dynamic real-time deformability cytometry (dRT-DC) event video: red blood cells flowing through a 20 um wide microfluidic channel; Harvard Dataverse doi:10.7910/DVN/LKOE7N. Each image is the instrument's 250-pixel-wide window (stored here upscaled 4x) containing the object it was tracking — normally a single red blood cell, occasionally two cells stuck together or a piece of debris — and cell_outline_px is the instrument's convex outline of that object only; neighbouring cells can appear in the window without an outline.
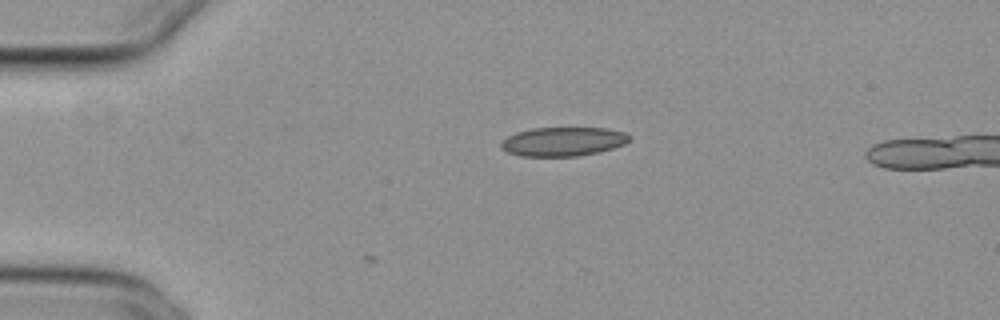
{"species": "common noctule bat (a hibernating species)", "species_latin": "Nyctalus noctula", "temperature_condition": "cold", "stored_images_in_passage": 6, "camera_frame_rate_fps": 3000, "um_per_image_px": 0.085, "animal": {"sex": "female", "body_mass_g": 29.2, "forearm_length_mm": 56.3}, "frame": {"image": 1, "passage_image": 1, "time_ms": 0.0, "image_size_px": [1000, 320], "cell_outline_px": [[628, 140], [624, 144], [600, 152], [576, 156], [520, 156], [508, 152], [500, 148], [500, 140], [516, 132], [532, 128], [608, 128], [624, 132], [628, 136]], "centroid_in_image_um": [47.8, 12.03], "position_along_channel_um": 37.2, "area_um2": 21.68}}